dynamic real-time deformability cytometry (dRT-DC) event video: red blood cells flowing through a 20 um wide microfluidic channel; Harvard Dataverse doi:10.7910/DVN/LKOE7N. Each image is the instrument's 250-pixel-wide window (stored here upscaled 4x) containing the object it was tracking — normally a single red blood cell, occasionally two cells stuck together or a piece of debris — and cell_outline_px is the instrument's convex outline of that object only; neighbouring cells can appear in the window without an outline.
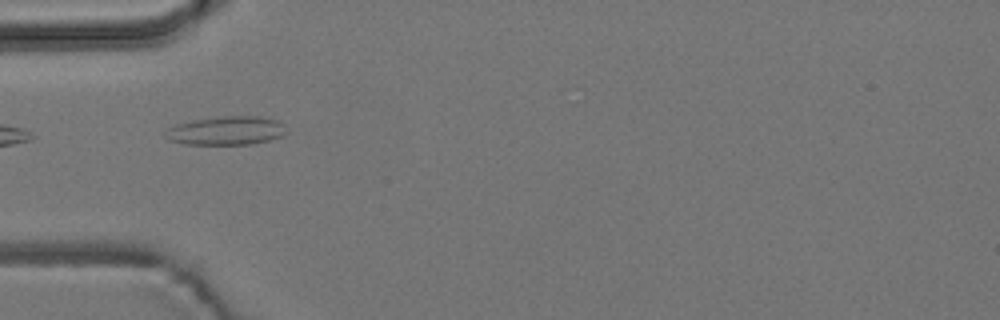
{"species": "common noctule bat (a hibernating species)", "species_latin": "Nyctalus noctula", "temperature_condition": "room temperature", "stored_images_in_passage": 9, "camera_frame_rate_fps": 3000, "um_per_image_px": 0.085, "animal": {"sex": "male", "body_mass_g": 19.2, "forearm_length_mm": 51.8}, "frame": {"image": 1, "passage_image": 7, "time_ms": 8.0, "image_size_px": [1000, 320], "cell_outline_px": [[288, 132], [280, 136], [268, 140], [252, 144], [184, 144], [168, 140], [164, 136], [168, 128], [176, 124], [192, 120], [224, 116], [260, 116], [276, 120], [284, 124]], "centroid_in_image_um": [19.23, 11.1], "position_along_channel_um": 65.8, "area_um2": 20.23}}
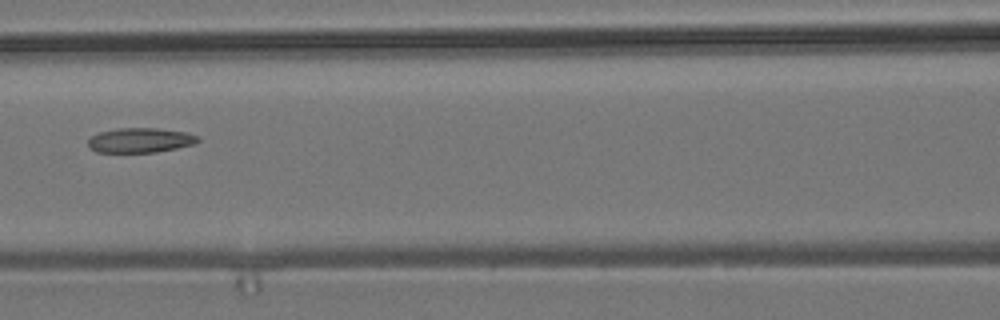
{"frame": {"image": 2, "passage_image": 9, "time_ms": 10.333, "image_size_px": [1000, 320], "cell_outline_px": [[200, 140], [196, 144], [156, 152], [96, 152], [88, 148], [88, 140], [92, 136], [100, 132], [120, 128], [156, 128], [184, 132], [196, 136]], "centroid_in_image_um": [11.9, 11.93], "position_along_channel_um": 154.7, "area_um2": 15.72}}